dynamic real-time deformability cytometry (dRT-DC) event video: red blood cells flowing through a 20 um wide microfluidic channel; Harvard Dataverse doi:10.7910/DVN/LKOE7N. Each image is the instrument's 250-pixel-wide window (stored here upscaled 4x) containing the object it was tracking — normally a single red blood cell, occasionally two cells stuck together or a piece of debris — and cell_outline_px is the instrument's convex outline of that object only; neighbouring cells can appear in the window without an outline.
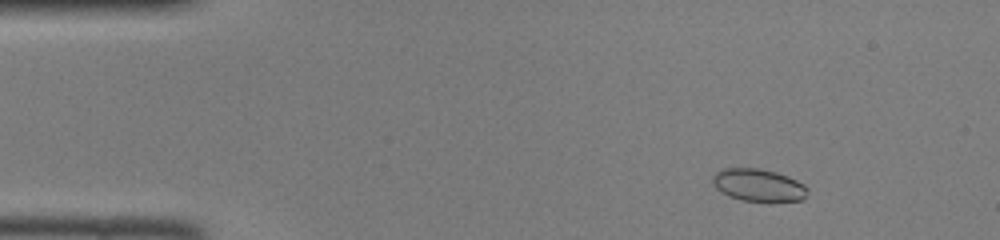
{"species": "common noctule bat (a hibernating species)", "species_latin": "Nyctalus noctula", "temperature_condition": "room temperature", "stored_images_in_passage": 46, "camera_frame_rate_fps": 3000, "um_per_image_px": 0.085, "animal": {"sex": "female", "body_mass_g": 22.0, "forearm_length_mm": 56.7}, "frame": {"image": 1, "passage_image": 5, "time_ms": 1.333, "image_size_px": [1000, 240], "cell_outline_px": [[808, 188], [804, 200], [740, 200], [728, 196], [720, 192], [712, 184], [712, 176], [720, 168], [760, 168], [776, 172], [788, 176], [804, 184]], "centroid_in_image_um": [64.42, 15.71], "position_along_channel_um": 20.6, "area_um2": 17.92}}
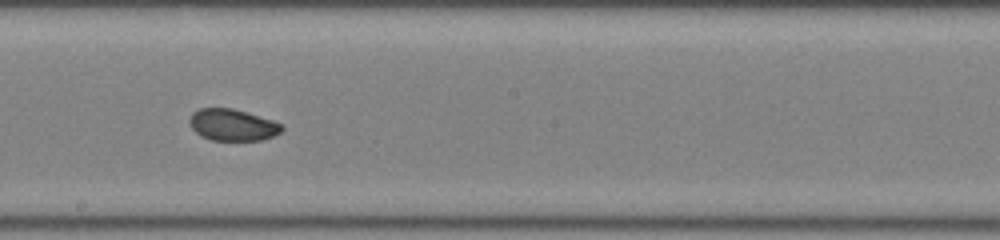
{"frame": {"image": 2, "passage_image": 25, "time_ms": 8.0, "image_size_px": [1000, 240], "cell_outline_px": [[284, 128], [280, 132], [272, 136], [260, 140], [212, 140], [200, 136], [192, 128], [188, 120], [192, 112], [200, 108], [232, 108], [272, 120], [280, 124]], "centroid_in_image_um": [19.72, 10.61], "position_along_channel_um": 228.5, "area_um2": 16.88}}
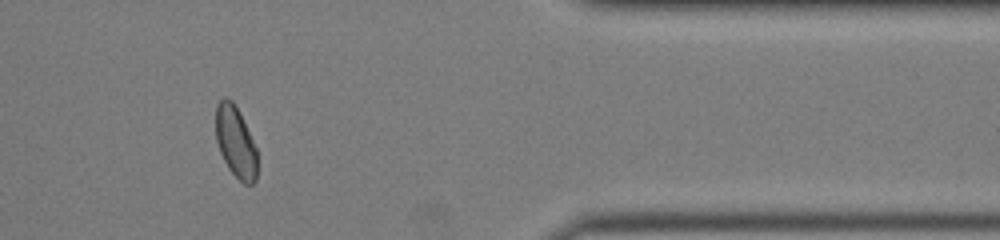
{"frame": {"image": 3, "passage_image": 38, "time_ms": 12.333, "image_size_px": [1000, 240], "cell_outline_px": [[256, 180], [252, 184], [244, 184], [228, 168], [220, 152], [216, 140], [216, 104], [224, 96], [232, 100], [256, 148]], "centroid_in_image_um": [20.0, 12.07], "position_along_channel_um": 391.4, "area_um2": 16.76}}